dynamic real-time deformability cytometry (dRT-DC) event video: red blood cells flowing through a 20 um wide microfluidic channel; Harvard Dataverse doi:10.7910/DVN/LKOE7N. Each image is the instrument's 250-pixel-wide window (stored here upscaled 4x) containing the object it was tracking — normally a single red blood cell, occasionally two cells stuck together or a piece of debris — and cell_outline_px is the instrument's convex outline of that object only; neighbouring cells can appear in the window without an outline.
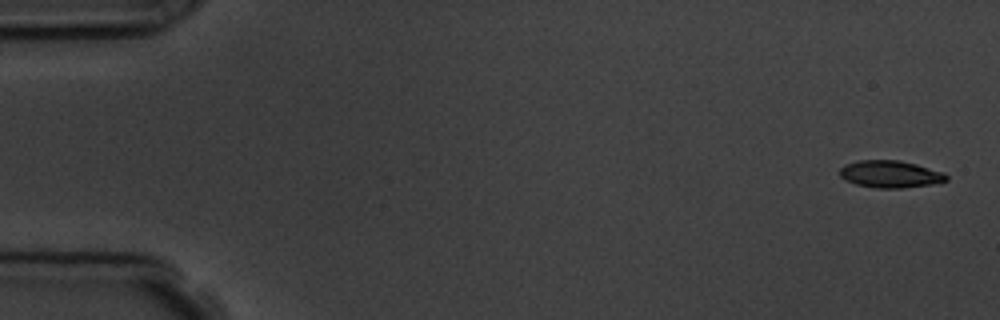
{"species": "common noctule bat (a hibernating species)", "species_latin": "Nyctalus noctula", "temperature_condition": "room temperature", "stored_images_in_passage": 5, "camera_frame_rate_fps": 3000, "um_per_image_px": 0.085, "animal": {"sex": "male", "body_mass_g": 19.5, "forearm_length_mm": 54.6}, "frame": {"image": 1, "passage_image": 1, "time_ms": 0.0, "image_size_px": [1000, 320], "cell_outline_px": [[948, 180], [932, 184], [900, 188], [876, 188], [856, 184], [844, 180], [840, 176], [840, 168], [844, 164], [856, 160], [900, 160], [916, 164], [944, 172], [948, 176]], "centroid_in_image_um": [75.65, 14.79], "position_along_channel_um": 9.3, "area_um2": 16.99}}
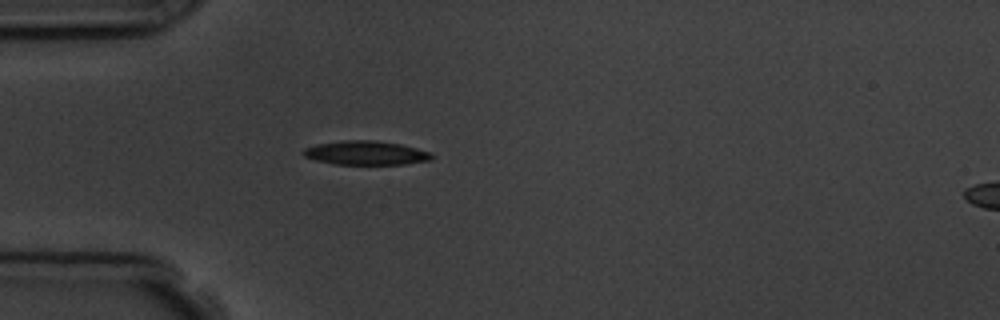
{"frame": {"image": 2, "passage_image": 5, "time_ms": 4.667, "image_size_px": [1000, 320], "cell_outline_px": [[432, 160], [404, 164], [336, 164], [316, 160], [304, 156], [300, 152], [304, 148], [316, 144], [344, 140], [376, 140], [400, 144], [432, 152]], "centroid_in_image_um": [31.09, 12.99], "position_along_channel_um": 53.9, "area_um2": 17.98}}